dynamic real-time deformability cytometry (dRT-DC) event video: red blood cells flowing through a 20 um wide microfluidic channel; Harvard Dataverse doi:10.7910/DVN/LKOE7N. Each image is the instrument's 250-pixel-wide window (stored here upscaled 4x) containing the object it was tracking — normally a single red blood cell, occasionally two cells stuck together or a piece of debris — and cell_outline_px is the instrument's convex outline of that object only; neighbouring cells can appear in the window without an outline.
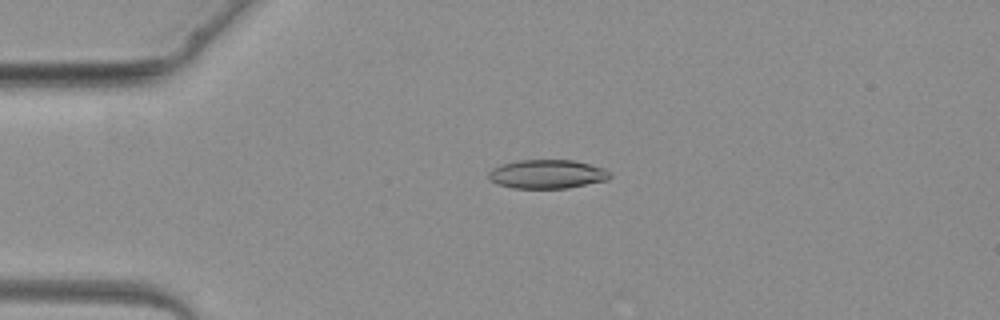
{"species": "common noctule bat (a hibernating species)", "species_latin": "Nyctalus noctula", "temperature_condition": "warm", "stored_images_in_passage": 3, "camera_frame_rate_fps": 3000, "um_per_image_px": 0.085, "animal": {"sex": "female", "body_mass_g": 19.3, "forearm_length_mm": 54.1}, "frame": {"image": 1, "passage_image": 3, "time_ms": 2.333, "image_size_px": [1000, 320], "cell_outline_px": [[612, 176], [608, 180], [568, 188], [512, 188], [496, 184], [488, 180], [488, 172], [492, 168], [500, 164], [520, 160], [572, 160], [604, 168], [612, 172]], "centroid_in_image_um": [46.49, 14.8], "position_along_channel_um": 38.5, "area_um2": 20.63}}